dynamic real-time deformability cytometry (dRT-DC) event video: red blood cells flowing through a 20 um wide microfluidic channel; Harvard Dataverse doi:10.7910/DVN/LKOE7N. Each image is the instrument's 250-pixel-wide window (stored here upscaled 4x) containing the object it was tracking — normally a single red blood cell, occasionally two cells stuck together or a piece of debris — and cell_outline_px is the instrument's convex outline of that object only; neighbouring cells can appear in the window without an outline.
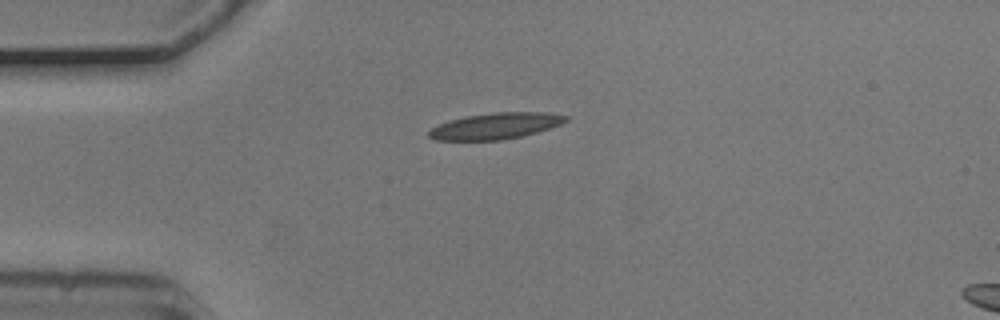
{"species": "common noctule bat (a hibernating species)", "species_latin": "Nyctalus noctula", "temperature_condition": "cold", "stored_images_in_passage": 2, "segment_of_instrument_passage": [1, 2], "camera_frame_rate_fps": 3000, "um_per_image_px": 0.085, "animal": {"sex": "male", "body_mass_g": 20.5, "forearm_length_mm": 52.5}, "frame": {"image": 1, "passage_image": 1, "time_ms": 0.0, "image_size_px": [1000, 320], "cell_outline_px": [[568, 120], [560, 124], [536, 132], [520, 136], [500, 140], [436, 140], [428, 136], [428, 132], [432, 128], [448, 120], [464, 116], [496, 112], [548, 112], [568, 116]], "centroid_in_image_um": [42.11, 10.7], "position_along_channel_um": 42.9, "area_um2": 20.75}}